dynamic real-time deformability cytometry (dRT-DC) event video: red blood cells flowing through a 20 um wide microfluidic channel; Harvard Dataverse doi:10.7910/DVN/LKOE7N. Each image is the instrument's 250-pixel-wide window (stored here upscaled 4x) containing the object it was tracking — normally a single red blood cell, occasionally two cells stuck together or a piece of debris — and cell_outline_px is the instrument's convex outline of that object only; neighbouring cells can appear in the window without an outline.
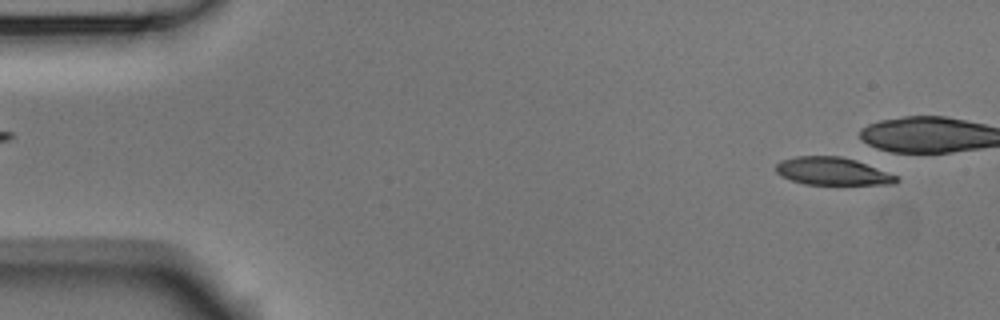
{"species": "Egyptian fruit bat (a non-hibernating species)", "species_latin": "Rousettus aegyptiacus", "temperature_condition": "room temperature", "stored_images_in_passage": 5, "camera_frame_rate_fps": 3000, "um_per_image_px": 0.085, "animal": {"sex": "male"}, "frame": {"image": 1, "passage_image": 1, "time_ms": 0.0, "image_size_px": [1000, 320], "cell_outline_px": [[900, 180], [892, 184], [804, 184], [792, 180], [776, 172], [776, 164], [780, 160], [796, 156], [840, 156], [856, 160], [896, 176]], "centroid_in_image_um": [70.72, 14.55], "position_along_channel_um": 14.3, "area_um2": 19.13}}